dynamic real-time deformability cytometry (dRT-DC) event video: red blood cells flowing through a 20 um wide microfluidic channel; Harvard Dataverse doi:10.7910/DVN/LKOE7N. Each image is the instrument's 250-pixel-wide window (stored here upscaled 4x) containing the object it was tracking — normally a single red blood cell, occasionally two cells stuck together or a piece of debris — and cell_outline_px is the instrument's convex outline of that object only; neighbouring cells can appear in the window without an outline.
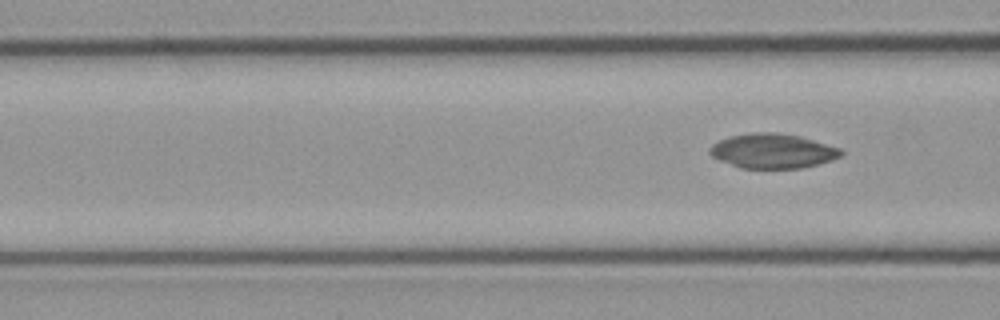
{"species": "common noctule bat (a hibernating species)", "species_latin": "Nyctalus noctula", "temperature_condition": "cold", "stored_images_in_passage": 6, "segment_of_instrument_passage": [2, 2], "camera_frame_rate_fps": 3000, "um_per_image_px": 0.085, "animal": {"sex": "male", "body_mass_g": 23.1, "forearm_length_mm": 52.7}, "frame": {"image": 1, "passage_image": 6, "time_ms": 1.667, "image_size_px": [1000, 320], "cell_outline_px": [[844, 152], [840, 156], [832, 160], [820, 164], [804, 168], [740, 168], [720, 160], [712, 156], [708, 152], [708, 148], [712, 144], [728, 136], [752, 132], [776, 132], [800, 136], [840, 148]], "centroid_in_image_um": [65.67, 12.83], "position_along_channel_um": 100.9, "area_um2": 26.65}}